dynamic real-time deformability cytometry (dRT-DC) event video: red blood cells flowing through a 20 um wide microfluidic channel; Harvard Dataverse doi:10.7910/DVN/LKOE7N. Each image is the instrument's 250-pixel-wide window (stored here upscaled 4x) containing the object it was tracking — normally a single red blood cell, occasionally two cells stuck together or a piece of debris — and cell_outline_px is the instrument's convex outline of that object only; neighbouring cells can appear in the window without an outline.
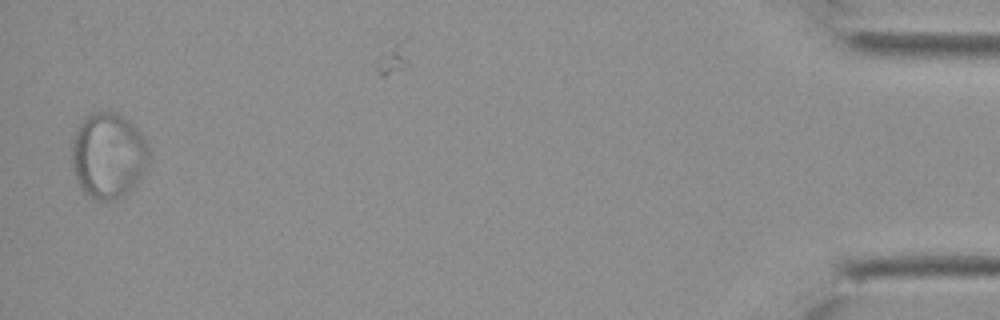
{"species": "Egyptian fruit bat (a non-hibernating species)", "species_latin": "Rousettus aegyptiacus", "temperature_condition": "cold", "stored_images_in_passage": 28, "segment_of_instrument_passage": [2, 2], "camera_frame_rate_fps": 3000, "um_per_image_px": 0.085, "animal": {"sex": "female"}, "frame": {"image": 1, "passage_image": 27, "time_ms": 8.667, "image_size_px": [1000, 320], "cell_outline_px": [[148, 160], [144, 172], [136, 184], [128, 192], [112, 200], [100, 200], [84, 192], [76, 180], [72, 168], [72, 140], [84, 116], [92, 112], [116, 112], [124, 116], [136, 128], [148, 144]], "centroid_in_image_um": [9.19, 13.2], "position_along_channel_um": 426.0, "area_um2": 38.32}}